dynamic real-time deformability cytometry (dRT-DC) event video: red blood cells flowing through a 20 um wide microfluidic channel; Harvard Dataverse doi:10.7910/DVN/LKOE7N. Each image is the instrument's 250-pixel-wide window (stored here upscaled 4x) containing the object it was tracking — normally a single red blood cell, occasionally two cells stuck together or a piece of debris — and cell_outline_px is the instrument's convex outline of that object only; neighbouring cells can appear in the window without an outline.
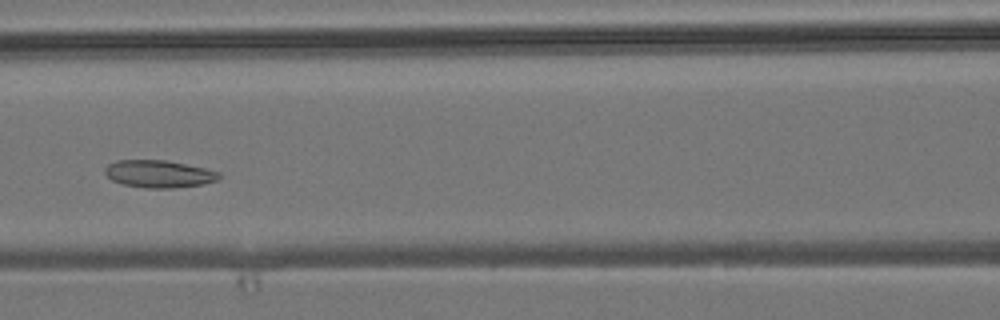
{"species": "common noctule bat (a hibernating species)", "species_latin": "Nyctalus noctula", "temperature_condition": "room temperature", "stored_images_in_passage": 6, "camera_frame_rate_fps": 3000, "um_per_image_px": 0.085, "animal": {"sex": "male", "body_mass_g": 19.2, "forearm_length_mm": 51.8}, "frame": {"image": 1, "passage_image": 6, "time_ms": 5.667, "image_size_px": [1000, 320], "cell_outline_px": [[220, 176], [216, 180], [204, 184], [176, 188], [144, 188], [124, 184], [112, 180], [104, 172], [104, 168], [108, 164], [116, 160], [164, 160], [204, 168], [220, 172]], "centroid_in_image_um": [13.49, 14.78], "position_along_channel_um": 153.1, "area_um2": 18.15}}